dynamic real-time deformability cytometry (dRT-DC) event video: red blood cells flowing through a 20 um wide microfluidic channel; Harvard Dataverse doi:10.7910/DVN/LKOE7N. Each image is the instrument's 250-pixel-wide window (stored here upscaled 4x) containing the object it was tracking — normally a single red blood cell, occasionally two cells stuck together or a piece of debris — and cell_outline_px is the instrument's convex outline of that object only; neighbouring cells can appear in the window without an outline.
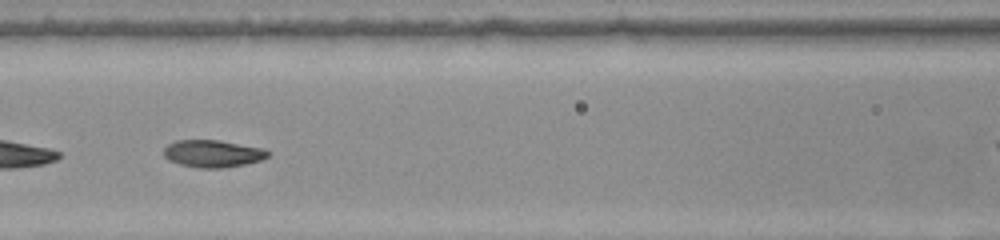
{"species": "common noctule bat (a hibernating species)", "species_latin": "Nyctalus noctula", "temperature_condition": "warm", "stored_images_in_passage": 31, "camera_frame_rate_fps": 3000, "um_per_image_px": 0.085, "animal": {"sex": "female", "body_mass_g": 22.0, "forearm_length_mm": 56.7}, "frame": {"image": 1, "passage_image": 10, "time_ms": 3.0, "image_size_px": [1000, 240], "cell_outline_px": [[268, 156], [264, 160], [224, 168], [200, 168], [180, 164], [168, 160], [164, 156], [164, 148], [168, 144], [176, 140], [220, 140], [264, 148], [268, 152]], "centroid_in_image_um": [18.09, 13.05], "position_along_channel_um": 148.5, "area_um2": 16.65}}
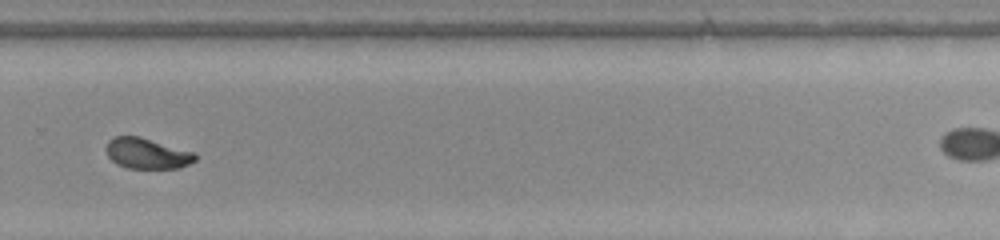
{"frame": {"image": 2, "passage_image": 22, "time_ms": 7.0, "image_size_px": [1000, 240], "cell_outline_px": [[196, 160], [180, 168], [128, 168], [116, 164], [108, 156], [104, 148], [108, 140], [116, 136], [140, 136], [196, 152]], "centroid_in_image_um": [12.49, 13.03], "position_along_channel_um": 317.3, "area_um2": 16.13}}